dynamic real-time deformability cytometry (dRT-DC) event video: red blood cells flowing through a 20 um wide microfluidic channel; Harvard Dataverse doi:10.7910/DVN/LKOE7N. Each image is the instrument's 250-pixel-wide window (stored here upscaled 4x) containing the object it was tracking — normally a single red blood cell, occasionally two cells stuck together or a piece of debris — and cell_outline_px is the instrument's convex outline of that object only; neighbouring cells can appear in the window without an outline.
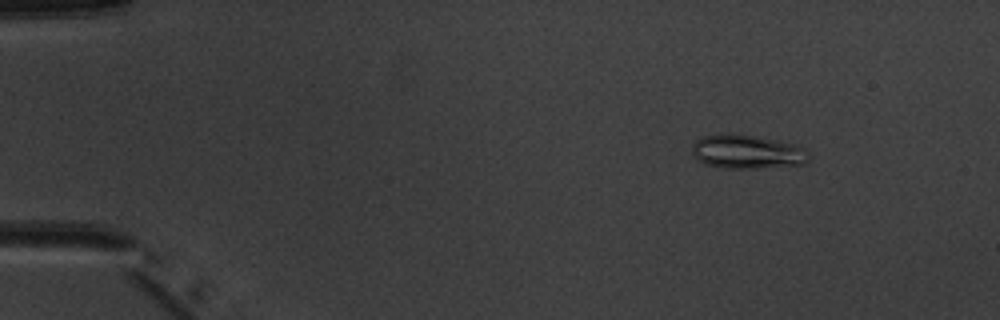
{"species": "common noctule bat (a hibernating species)", "species_latin": "Nyctalus noctula", "temperature_condition": "warm", "stored_images_in_passage": 5, "camera_frame_rate_fps": 3000, "um_per_image_px": 0.085, "animal": {"sex": "male", "body_mass_g": 20.1, "forearm_length_mm": 53.5}, "frame": {"image": 1, "passage_image": 2, "time_ms": 1.0, "image_size_px": [1000, 320], "cell_outline_px": [[808, 160], [804, 164], [756, 168], [724, 168], [704, 164], [692, 152], [692, 144], [700, 136], [720, 132], [732, 132], [776, 140], [792, 144], [804, 148], [808, 152]], "centroid_in_image_um": [63.45, 12.87], "position_along_channel_um": 21.6, "area_um2": 23.24}}
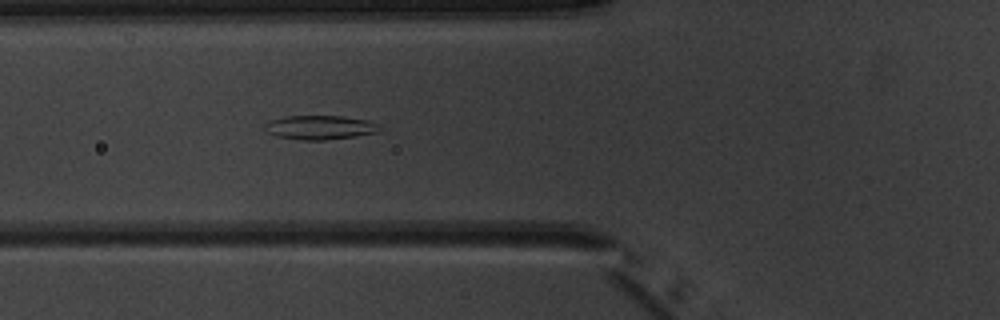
{"frame": {"image": 2, "passage_image": 5, "time_ms": 5.333, "image_size_px": [1000, 320], "cell_outline_px": [[380, 132], [356, 136], [324, 140], [300, 140], [276, 136], [268, 132], [264, 128], [264, 124], [268, 120], [284, 116], [340, 116], [368, 120], [376, 124], [380, 128]], "centroid_in_image_um": [27.16, 10.83], "position_along_channel_um": 98.6, "area_um2": 16.18}}